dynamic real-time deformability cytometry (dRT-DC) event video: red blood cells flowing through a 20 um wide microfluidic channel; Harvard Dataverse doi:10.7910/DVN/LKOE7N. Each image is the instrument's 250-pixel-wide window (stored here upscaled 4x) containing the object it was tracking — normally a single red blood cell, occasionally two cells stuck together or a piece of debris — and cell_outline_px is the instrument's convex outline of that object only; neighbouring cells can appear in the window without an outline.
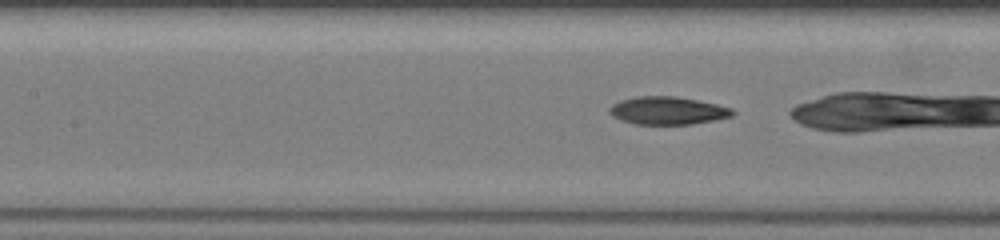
{"species": "common noctule bat (a hibernating species)", "species_latin": "Nyctalus noctula", "temperature_condition": "warm", "stored_images_in_passage": 51, "camera_frame_rate_fps": 3000, "um_per_image_px": 0.085, "animal": {"sex": "female", "body_mass_g": 19.5, "forearm_length_mm": 54.1}, "frame": {"image": 1, "passage_image": 30, "time_ms": 9.667, "image_size_px": [1000, 240], "cell_outline_px": [[736, 112], [732, 116], [692, 124], [636, 124], [620, 120], [612, 116], [608, 112], [608, 108], [612, 104], [620, 100], [636, 96], [676, 96], [716, 104], [732, 108]], "centroid_in_image_um": [56.71, 9.39], "position_along_channel_um": 150.7, "area_um2": 20.0}}
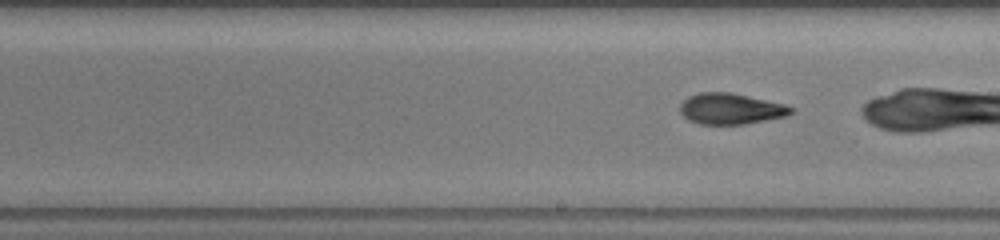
{"frame": {"image": 2, "passage_image": 37, "time_ms": 12.0, "image_size_px": [1000, 240], "cell_outline_px": [[796, 108], [788, 116], [744, 124], [700, 124], [688, 120], [680, 112], [680, 104], [688, 96], [700, 92], [732, 92], [784, 104]], "centroid_in_image_um": [62.12, 9.24], "position_along_channel_um": 226.9, "area_um2": 20.11}}
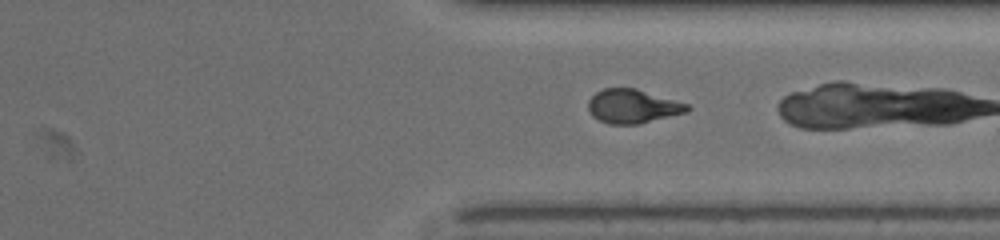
{"frame": {"image": 3, "passage_image": 49, "time_ms": 16.0, "image_size_px": [1000, 240], "cell_outline_px": [[692, 108], [688, 112], [640, 124], [608, 124], [592, 116], [588, 108], [588, 100], [596, 92], [604, 88], [636, 88], [688, 104]], "centroid_in_image_um": [53.79, 9.04], "position_along_channel_um": 357.6, "area_um2": 19.65}}